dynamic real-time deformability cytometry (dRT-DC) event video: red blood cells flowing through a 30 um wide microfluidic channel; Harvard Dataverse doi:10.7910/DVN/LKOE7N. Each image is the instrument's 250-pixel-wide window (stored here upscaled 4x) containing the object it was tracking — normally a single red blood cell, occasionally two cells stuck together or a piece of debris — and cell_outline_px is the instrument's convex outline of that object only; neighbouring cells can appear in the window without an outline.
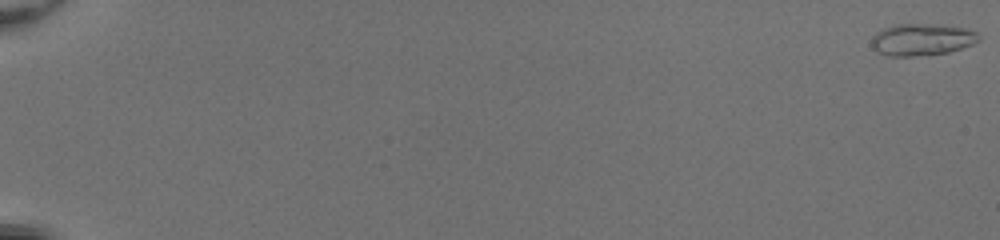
{"species": "common noctule bat (a hibernating species)", "species_latin": "Nyctalus noctula", "temperature_condition": "room temperature", "stored_images_in_passage": 55, "camera_frame_rate_fps": 3000, "um_per_image_px": 0.085, "animal": {"sex": "female", "body_mass_g": 20.0, "forearm_length_mm": 54.0}, "frame": {"image": 1, "passage_image": 1, "time_ms": 0.0, "image_size_px": [1000, 240], "cell_outline_px": [[980, 40], [972, 44], [948, 52], [912, 56], [888, 56], [876, 52], [872, 48], [872, 36], [876, 32], [884, 28], [896, 24], [932, 24], [964, 28], [976, 32], [980, 36]], "centroid_in_image_um": [78.32, 3.36], "position_along_channel_um": 6.7, "area_um2": 19.83}}
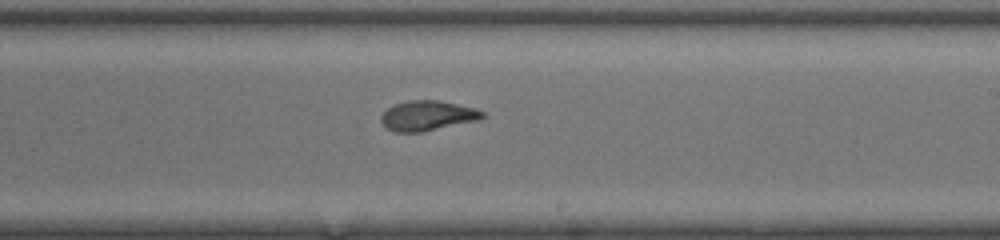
{"frame": {"image": 2, "passage_image": 36, "time_ms": 11.667, "image_size_px": [1000, 240], "cell_outline_px": [[484, 116], [480, 120], [420, 132], [396, 132], [384, 128], [380, 120], [380, 116], [392, 104], [408, 100], [436, 100], [476, 108], [484, 112]], "centroid_in_image_um": [36.3, 9.83], "position_along_channel_um": 252.7, "area_um2": 17.8}}
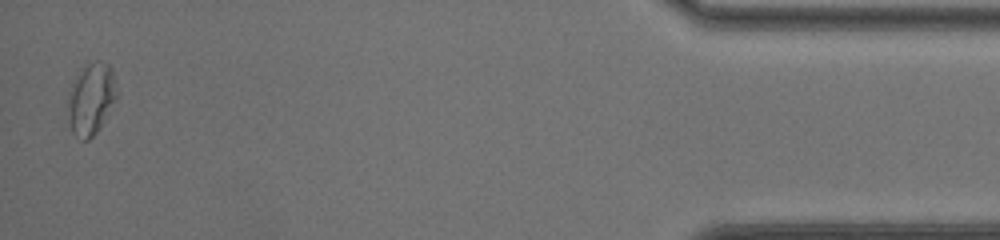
{"frame": {"image": 3, "passage_image": 54, "time_ms": 17.667, "image_size_px": [1000, 240], "cell_outline_px": [[120, 96], [100, 128], [88, 140], [80, 140], [72, 132], [68, 120], [68, 92], [72, 84], [84, 68], [88, 64], [96, 60], [108, 64], [112, 68], [120, 92]], "centroid_in_image_um": [7.81, 8.43], "position_along_channel_um": 427.4, "area_um2": 20.87}, "authors_computed_cell_mechanics": {"area_um2": 18.3804, "velocity_mm_per_s": 4.0907, "shape_relaxation_time_tau1_ms": 10.26, "shape_relaxation_time_tau2_ms": 2.0407, "deformation_change_tau1": 0.2768, "deformation_change_tau2": 0.0875}}